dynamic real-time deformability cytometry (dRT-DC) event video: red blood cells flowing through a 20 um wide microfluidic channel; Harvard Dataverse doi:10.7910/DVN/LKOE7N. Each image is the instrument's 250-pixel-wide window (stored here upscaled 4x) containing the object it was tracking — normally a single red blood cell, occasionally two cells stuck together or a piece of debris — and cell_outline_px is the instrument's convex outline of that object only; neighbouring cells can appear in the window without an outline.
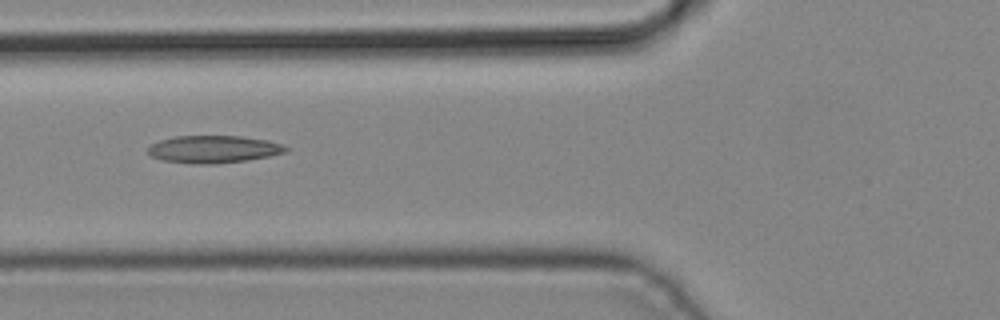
{"species": "common noctule bat (a hibernating species)", "species_latin": "Nyctalus noctula", "temperature_condition": "cold", "stored_images_in_passage": 4, "camera_frame_rate_fps": 3000, "um_per_image_px": 0.085, "animal": {"sex": "male", "body_mass_g": 19.2, "forearm_length_mm": 51.8}, "frame": {"image": 1, "passage_image": 4, "time_ms": 1.0, "image_size_px": [1000, 320], "cell_outline_px": [[288, 152], [248, 160], [216, 164], [192, 164], [160, 160], [152, 156], [148, 152], [148, 148], [152, 144], [160, 140], [176, 136], [240, 136], [268, 140], [280, 144], [288, 148]], "centroid_in_image_um": [18.15, 12.69], "position_along_channel_um": 107.7, "area_um2": 22.08}}